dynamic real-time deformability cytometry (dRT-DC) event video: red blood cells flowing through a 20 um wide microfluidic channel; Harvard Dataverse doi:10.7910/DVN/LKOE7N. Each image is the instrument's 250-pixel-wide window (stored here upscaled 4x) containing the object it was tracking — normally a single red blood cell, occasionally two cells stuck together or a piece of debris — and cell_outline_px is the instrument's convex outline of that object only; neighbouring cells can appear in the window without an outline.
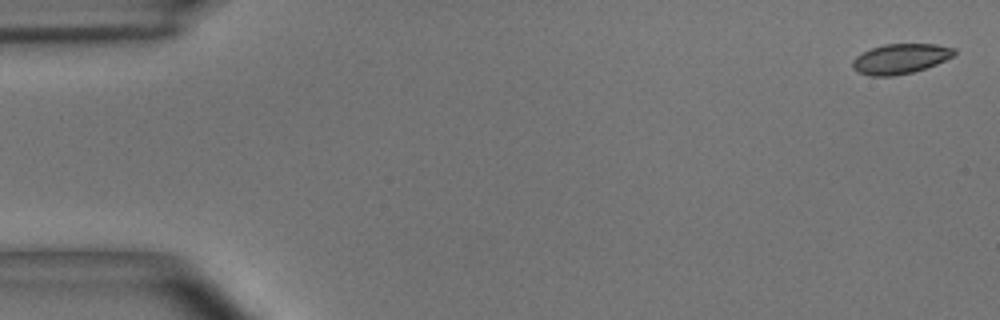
{"species": "common noctule bat (a hibernating species)", "species_latin": "Nyctalus noctula", "temperature_condition": "room temperature", "stored_images_in_passage": 4, "camera_frame_rate_fps": 3000, "um_per_image_px": 0.085, "animal": {"sex": "male", "body_mass_g": 15.6}, "frame": {"image": 1, "passage_image": 1, "time_ms": 0.0, "image_size_px": [1000, 320], "cell_outline_px": [[956, 52], [952, 56], [936, 64], [912, 72], [892, 76], [872, 76], [860, 72], [852, 68], [852, 60], [856, 56], [872, 48], [884, 44], [936, 44], [956, 48]], "centroid_in_image_um": [76.53, 4.98], "position_along_channel_um": 8.5, "area_um2": 17.57}}